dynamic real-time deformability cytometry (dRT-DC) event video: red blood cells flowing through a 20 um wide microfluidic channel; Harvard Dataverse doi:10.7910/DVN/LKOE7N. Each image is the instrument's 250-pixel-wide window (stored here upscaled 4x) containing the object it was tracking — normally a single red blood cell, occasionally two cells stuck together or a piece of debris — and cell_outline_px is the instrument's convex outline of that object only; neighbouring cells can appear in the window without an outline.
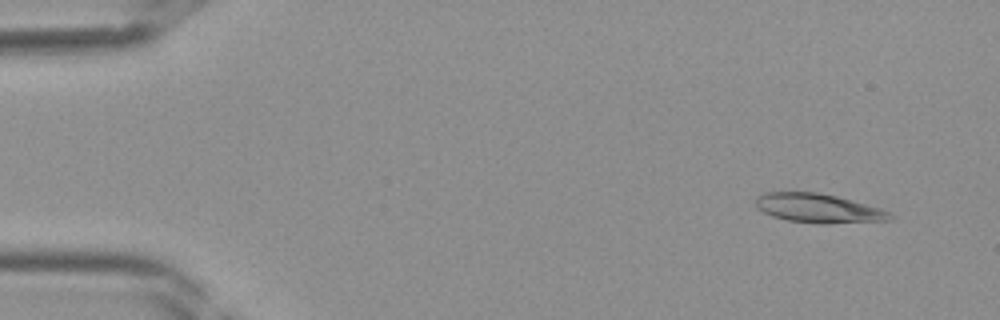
{"species": "Egyptian fruit bat (a non-hibernating species)", "species_latin": "Rousettus aegyptiacus", "temperature_condition": "room temperature", "stored_images_in_passage": 40, "camera_frame_rate_fps": 3000, "um_per_image_px": 0.085, "frame": {"image": 1, "passage_image": 3, "time_ms": 0.667, "image_size_px": [1000, 320], "cell_outline_px": [[896, 216], [892, 220], [824, 224], [820, 224], [788, 220], [772, 216], [756, 208], [756, 196], [764, 192], [816, 192], [836, 196], [852, 200], [880, 208]], "centroid_in_image_um": [69.56, 17.7], "position_along_channel_um": 15.4, "area_um2": 22.83}}
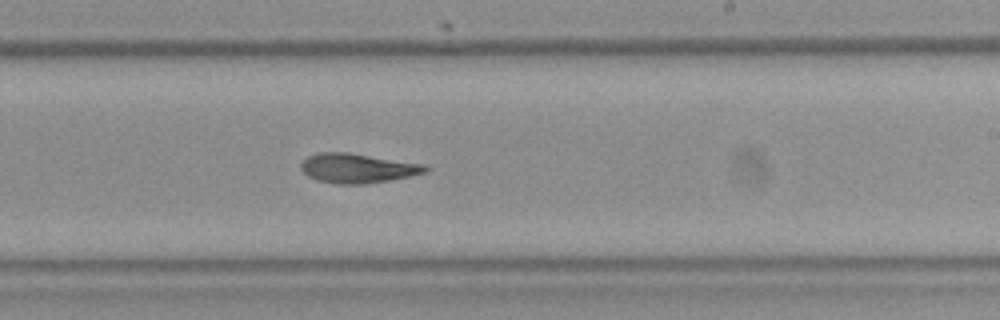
{"frame": {"image": 2, "passage_image": 24, "time_ms": 7.667, "image_size_px": [1000, 320], "cell_outline_px": [[432, 168], [428, 172], [388, 180], [364, 184], [336, 184], [316, 180], [308, 176], [300, 168], [300, 164], [308, 156], [316, 152], [348, 152], [428, 164]], "centroid_in_image_um": [30.43, 14.28], "position_along_channel_um": 258.6, "area_um2": 21.68}}
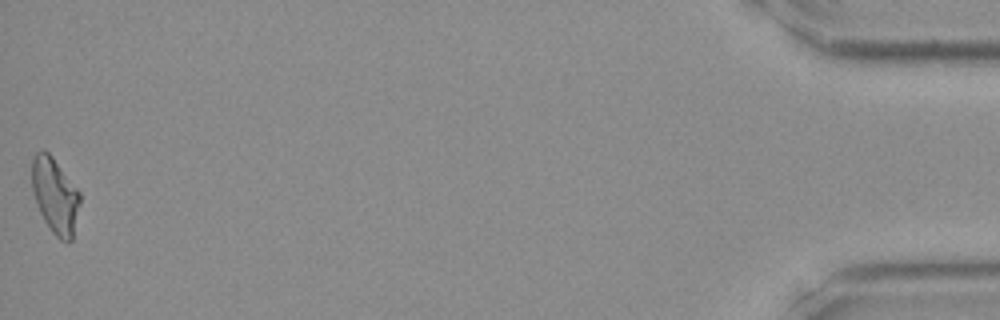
{"frame": {"image": 3, "passage_image": 40, "time_ms": 13.0, "image_size_px": [1000, 320], "cell_outline_px": [[80, 204], [72, 240], [68, 244], [60, 240], [52, 232], [44, 220], [40, 212], [32, 188], [32, 160], [36, 152], [44, 148], [52, 156], [80, 192]], "centroid_in_image_um": [4.69, 16.64], "position_along_channel_um": 430.5, "area_um2": 21.15}}